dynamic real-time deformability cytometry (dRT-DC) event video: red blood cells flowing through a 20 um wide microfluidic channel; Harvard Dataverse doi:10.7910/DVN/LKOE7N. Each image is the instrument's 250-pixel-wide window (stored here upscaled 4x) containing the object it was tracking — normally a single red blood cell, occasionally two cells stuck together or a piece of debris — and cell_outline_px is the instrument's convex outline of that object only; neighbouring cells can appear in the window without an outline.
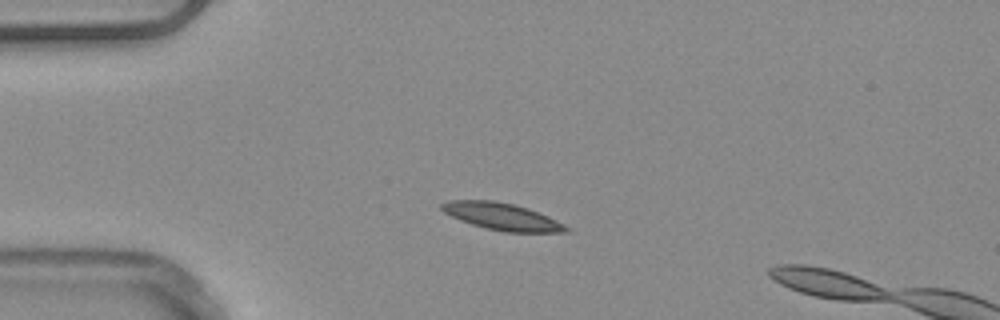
{"species": "common noctule bat (a hibernating species)", "species_latin": "Nyctalus noctula", "temperature_condition": "warm", "stored_images_in_passage": 15, "camera_frame_rate_fps": 3000, "um_per_image_px": 0.085, "animal": {"sex": "male", "body_mass_g": 20.4}, "frame": {"image": 1, "passage_image": 11, "time_ms": 3.333, "image_size_px": [1000, 320], "cell_outline_px": [[572, 228], [568, 232], [504, 232], [472, 224], [460, 220], [444, 212], [440, 208], [440, 204], [448, 200], [492, 200], [512, 204], [528, 208], [548, 216]], "centroid_in_image_um": [42.68, 18.4], "position_along_channel_um": 42.3, "area_um2": 19.54}}